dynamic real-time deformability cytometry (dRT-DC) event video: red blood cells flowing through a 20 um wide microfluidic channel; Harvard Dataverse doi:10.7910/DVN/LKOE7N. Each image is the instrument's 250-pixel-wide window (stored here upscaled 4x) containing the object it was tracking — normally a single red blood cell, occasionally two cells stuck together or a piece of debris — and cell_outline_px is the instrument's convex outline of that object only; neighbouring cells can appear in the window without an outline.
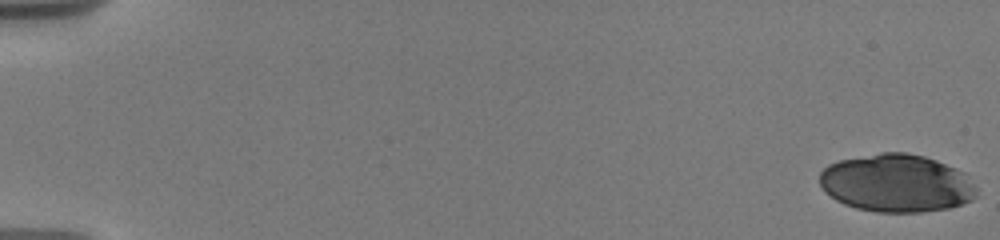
{"species": "human", "species_latin": "Homo sapiens", "temperature_condition": "warm", "stored_images_in_passage": 27, "camera_frame_rate_fps": 3000, "um_per_image_px": 0.085, "donor": {"sex": "male"}, "frame": {"image": 1, "passage_image": 1, "time_ms": 0.0, "image_size_px": [1000, 240], "cell_outline_px": [[976, 196], [972, 200], [948, 208], [920, 212], [876, 212], [856, 208], [844, 204], [836, 200], [820, 184], [820, 172], [828, 164], [840, 160], [880, 152], [908, 152], [924, 156], [936, 160], [956, 168], [964, 172], [976, 188]], "centroid_in_image_um": [76.21, 15.56], "position_along_channel_um": 8.8, "area_um2": 52.83}}
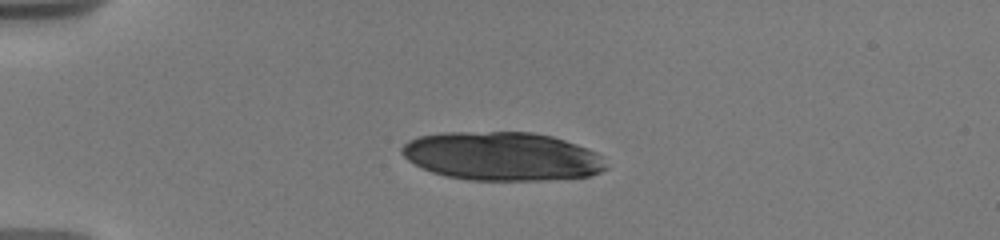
{"frame": {"image": 2, "passage_image": 15, "time_ms": 4.667, "image_size_px": [1000, 240], "cell_outline_px": [[608, 168], [600, 172], [588, 176], [540, 180], [468, 180], [448, 176], [432, 172], [408, 160], [400, 152], [400, 148], [408, 140], [416, 136], [440, 132], [532, 132], [552, 136], [588, 148], [604, 156]], "centroid_in_image_um": [42.68, 13.27], "position_along_channel_um": 42.3, "area_um2": 58.09}}